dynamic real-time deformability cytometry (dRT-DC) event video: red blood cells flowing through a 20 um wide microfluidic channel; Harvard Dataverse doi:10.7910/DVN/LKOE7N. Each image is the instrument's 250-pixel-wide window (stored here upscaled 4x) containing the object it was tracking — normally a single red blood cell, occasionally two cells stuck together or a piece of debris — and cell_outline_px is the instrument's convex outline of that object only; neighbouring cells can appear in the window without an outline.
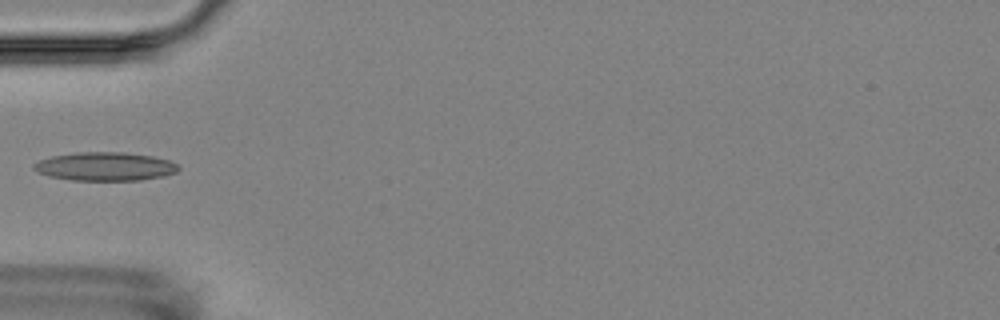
{"species": "Egyptian fruit bat (a non-hibernating species)", "species_latin": "Rousettus aegyptiacus", "temperature_condition": "room temperature", "stored_images_in_passage": 8, "camera_frame_rate_fps": 3000, "um_per_image_px": 0.085, "animal": {"sex": "female"}, "frame": {"image": 1, "passage_image": 3, "time_ms": 2.333, "image_size_px": [1000, 320], "cell_outline_px": [[180, 168], [176, 172], [164, 176], [140, 180], [72, 180], [48, 176], [32, 168], [32, 164], [40, 160], [52, 156], [80, 152], [124, 152], [152, 156], [168, 160], [176, 164]], "centroid_in_image_um": [8.93, 14.15], "position_along_channel_um": 76.1, "area_um2": 23.93}}
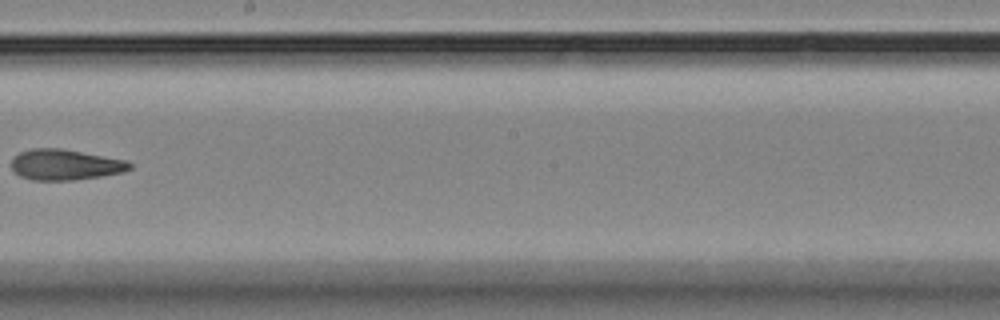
{"frame": {"image": 2, "passage_image": 7, "time_ms": 7.0, "image_size_px": [1000, 320], "cell_outline_px": [[132, 168], [120, 172], [100, 176], [72, 180], [32, 180], [20, 176], [12, 168], [12, 160], [20, 152], [32, 148], [60, 148], [124, 160], [132, 164]], "centroid_in_image_um": [5.51, 14.0], "position_along_channel_um": 242.7, "area_um2": 20.75}}
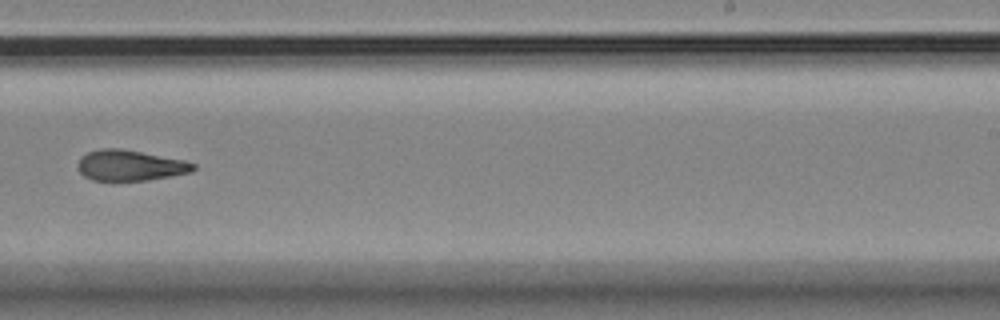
{"frame": {"image": 3, "passage_image": 8, "time_ms": 8.0, "image_size_px": [1000, 320], "cell_outline_px": [[196, 168], [192, 172], [172, 176], [148, 180], [92, 180], [84, 176], [80, 172], [76, 164], [80, 156], [88, 152], [100, 148], [120, 148], [184, 160], [196, 164]], "centroid_in_image_um": [11.04, 14.05], "position_along_channel_um": 278.0, "area_um2": 20.75}}